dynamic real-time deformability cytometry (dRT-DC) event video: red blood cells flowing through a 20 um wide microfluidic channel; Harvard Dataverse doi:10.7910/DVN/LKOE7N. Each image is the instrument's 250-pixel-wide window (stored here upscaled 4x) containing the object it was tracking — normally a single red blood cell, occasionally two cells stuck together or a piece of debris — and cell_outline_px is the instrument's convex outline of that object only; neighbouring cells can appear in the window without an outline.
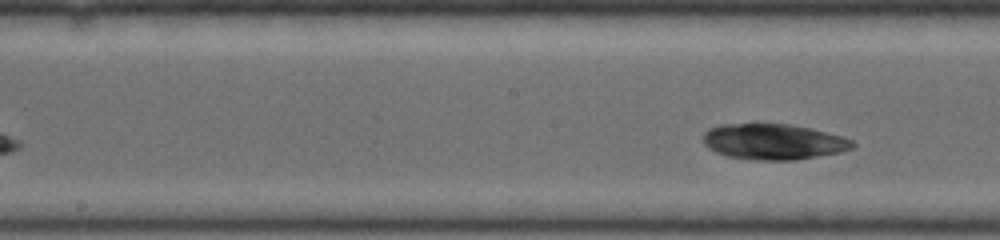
{"species": "common noctule bat (a hibernating species)", "species_latin": "Nyctalus noctula", "temperature_condition": "warm", "stored_images_in_passage": 8, "camera_frame_rate_fps": 5000, "um_per_image_px": 0.085, "animal": {"sex": "female", "body_mass_g": 19.0, "forearm_length_mm": 53.3}, "frame": {"image": 1, "passage_image": 8, "time_ms": 2.6, "image_size_px": [1000, 240], "cell_outline_px": [[856, 144], [852, 148], [840, 152], [796, 160], [752, 160], [724, 156], [708, 148], [704, 144], [704, 132], [708, 128], [720, 124], [792, 124], [844, 136], [852, 140]], "centroid_in_image_um": [65.73, 12.05], "position_along_channel_um": 182.5, "area_um2": 31.33}}